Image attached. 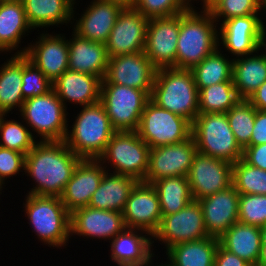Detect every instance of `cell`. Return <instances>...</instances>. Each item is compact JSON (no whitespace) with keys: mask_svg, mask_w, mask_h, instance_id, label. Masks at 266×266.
Returning <instances> with one entry per match:
<instances>
[{"mask_svg":"<svg viewBox=\"0 0 266 266\" xmlns=\"http://www.w3.org/2000/svg\"><path fill=\"white\" fill-rule=\"evenodd\" d=\"M194 3L190 0H136L135 9L147 19L169 17L187 11Z\"/></svg>","mask_w":266,"mask_h":266,"instance_id":"41","label":"cell"},{"mask_svg":"<svg viewBox=\"0 0 266 266\" xmlns=\"http://www.w3.org/2000/svg\"><path fill=\"white\" fill-rule=\"evenodd\" d=\"M6 117L7 114H3L0 120V146L26 155L36 144V139L23 120H8Z\"/></svg>","mask_w":266,"mask_h":266,"instance_id":"37","label":"cell"},{"mask_svg":"<svg viewBox=\"0 0 266 266\" xmlns=\"http://www.w3.org/2000/svg\"><path fill=\"white\" fill-rule=\"evenodd\" d=\"M219 239L208 236L202 240L178 243L166 253L167 266H214Z\"/></svg>","mask_w":266,"mask_h":266,"instance_id":"31","label":"cell"},{"mask_svg":"<svg viewBox=\"0 0 266 266\" xmlns=\"http://www.w3.org/2000/svg\"><path fill=\"white\" fill-rule=\"evenodd\" d=\"M152 265L154 266L153 263L151 264V266H152ZM155 266H167V265H165V264H163V263H160L159 265H156V264H155Z\"/></svg>","mask_w":266,"mask_h":266,"instance_id":"56","label":"cell"},{"mask_svg":"<svg viewBox=\"0 0 266 266\" xmlns=\"http://www.w3.org/2000/svg\"><path fill=\"white\" fill-rule=\"evenodd\" d=\"M258 2H259L260 12L263 13L264 10V13H266V0H258Z\"/></svg>","mask_w":266,"mask_h":266,"instance_id":"53","label":"cell"},{"mask_svg":"<svg viewBox=\"0 0 266 266\" xmlns=\"http://www.w3.org/2000/svg\"><path fill=\"white\" fill-rule=\"evenodd\" d=\"M238 222L262 227L266 225V195L240 194Z\"/></svg>","mask_w":266,"mask_h":266,"instance_id":"42","label":"cell"},{"mask_svg":"<svg viewBox=\"0 0 266 266\" xmlns=\"http://www.w3.org/2000/svg\"><path fill=\"white\" fill-rule=\"evenodd\" d=\"M22 1L0 2V48L6 53L18 54L22 37L32 32ZM20 44V46H19Z\"/></svg>","mask_w":266,"mask_h":266,"instance_id":"30","label":"cell"},{"mask_svg":"<svg viewBox=\"0 0 266 266\" xmlns=\"http://www.w3.org/2000/svg\"><path fill=\"white\" fill-rule=\"evenodd\" d=\"M260 233H261V246L263 251V256H266V225L260 227Z\"/></svg>","mask_w":266,"mask_h":266,"instance_id":"52","label":"cell"},{"mask_svg":"<svg viewBox=\"0 0 266 266\" xmlns=\"http://www.w3.org/2000/svg\"><path fill=\"white\" fill-rule=\"evenodd\" d=\"M73 6L72 30L79 36L93 42L106 43L109 34L124 9L122 6L101 0H92L79 18H75L76 9ZM75 12V13H74ZM75 18V19H74ZM77 19V20H76ZM76 21V22H74ZM74 23V24H73Z\"/></svg>","mask_w":266,"mask_h":266,"instance_id":"23","label":"cell"},{"mask_svg":"<svg viewBox=\"0 0 266 266\" xmlns=\"http://www.w3.org/2000/svg\"><path fill=\"white\" fill-rule=\"evenodd\" d=\"M247 100L257 110L266 111V81Z\"/></svg>","mask_w":266,"mask_h":266,"instance_id":"48","label":"cell"},{"mask_svg":"<svg viewBox=\"0 0 266 266\" xmlns=\"http://www.w3.org/2000/svg\"><path fill=\"white\" fill-rule=\"evenodd\" d=\"M122 214L126 228L141 229L153 236L162 219L159 197L154 186L138 181L130 192Z\"/></svg>","mask_w":266,"mask_h":266,"instance_id":"17","label":"cell"},{"mask_svg":"<svg viewBox=\"0 0 266 266\" xmlns=\"http://www.w3.org/2000/svg\"><path fill=\"white\" fill-rule=\"evenodd\" d=\"M222 53L218 47L191 70L199 91L214 84L232 82L233 59Z\"/></svg>","mask_w":266,"mask_h":266,"instance_id":"35","label":"cell"},{"mask_svg":"<svg viewBox=\"0 0 266 266\" xmlns=\"http://www.w3.org/2000/svg\"><path fill=\"white\" fill-rule=\"evenodd\" d=\"M214 266H251L248 262L241 259L234 253L226 250L220 244L215 253Z\"/></svg>","mask_w":266,"mask_h":266,"instance_id":"47","label":"cell"},{"mask_svg":"<svg viewBox=\"0 0 266 266\" xmlns=\"http://www.w3.org/2000/svg\"><path fill=\"white\" fill-rule=\"evenodd\" d=\"M239 100L233 82L214 84L199 91V113H226Z\"/></svg>","mask_w":266,"mask_h":266,"instance_id":"36","label":"cell"},{"mask_svg":"<svg viewBox=\"0 0 266 266\" xmlns=\"http://www.w3.org/2000/svg\"><path fill=\"white\" fill-rule=\"evenodd\" d=\"M148 21L135 8H124L105 43L108 57L144 51Z\"/></svg>","mask_w":266,"mask_h":266,"instance_id":"18","label":"cell"},{"mask_svg":"<svg viewBox=\"0 0 266 266\" xmlns=\"http://www.w3.org/2000/svg\"><path fill=\"white\" fill-rule=\"evenodd\" d=\"M80 160L64 140L37 139L34 147L25 155L24 173L36 185L26 194L60 197Z\"/></svg>","mask_w":266,"mask_h":266,"instance_id":"1","label":"cell"},{"mask_svg":"<svg viewBox=\"0 0 266 266\" xmlns=\"http://www.w3.org/2000/svg\"><path fill=\"white\" fill-rule=\"evenodd\" d=\"M21 89L24 100L47 94L53 89L52 82L24 54Z\"/></svg>","mask_w":266,"mask_h":266,"instance_id":"40","label":"cell"},{"mask_svg":"<svg viewBox=\"0 0 266 266\" xmlns=\"http://www.w3.org/2000/svg\"><path fill=\"white\" fill-rule=\"evenodd\" d=\"M109 243L110 259L118 266H151L155 260L152 236L144 230L125 228Z\"/></svg>","mask_w":266,"mask_h":266,"instance_id":"24","label":"cell"},{"mask_svg":"<svg viewBox=\"0 0 266 266\" xmlns=\"http://www.w3.org/2000/svg\"><path fill=\"white\" fill-rule=\"evenodd\" d=\"M25 217L39 241L61 248L71 239V214L57 196L27 194L23 202Z\"/></svg>","mask_w":266,"mask_h":266,"instance_id":"5","label":"cell"},{"mask_svg":"<svg viewBox=\"0 0 266 266\" xmlns=\"http://www.w3.org/2000/svg\"><path fill=\"white\" fill-rule=\"evenodd\" d=\"M242 159L250 166H255L266 171V143L247 146L243 150Z\"/></svg>","mask_w":266,"mask_h":266,"instance_id":"45","label":"cell"},{"mask_svg":"<svg viewBox=\"0 0 266 266\" xmlns=\"http://www.w3.org/2000/svg\"><path fill=\"white\" fill-rule=\"evenodd\" d=\"M150 95L125 85L101 84L100 102L115 131H137Z\"/></svg>","mask_w":266,"mask_h":266,"instance_id":"9","label":"cell"},{"mask_svg":"<svg viewBox=\"0 0 266 266\" xmlns=\"http://www.w3.org/2000/svg\"><path fill=\"white\" fill-rule=\"evenodd\" d=\"M71 236L84 239H101L109 242L125 228L122 212L95 209L89 206L79 208L71 213Z\"/></svg>","mask_w":266,"mask_h":266,"instance_id":"20","label":"cell"},{"mask_svg":"<svg viewBox=\"0 0 266 266\" xmlns=\"http://www.w3.org/2000/svg\"><path fill=\"white\" fill-rule=\"evenodd\" d=\"M157 68L144 51L109 58L107 72L101 84L125 85L146 91H153Z\"/></svg>","mask_w":266,"mask_h":266,"instance_id":"14","label":"cell"},{"mask_svg":"<svg viewBox=\"0 0 266 266\" xmlns=\"http://www.w3.org/2000/svg\"><path fill=\"white\" fill-rule=\"evenodd\" d=\"M152 185L159 197L162 216L178 212L193 200L188 177H165Z\"/></svg>","mask_w":266,"mask_h":266,"instance_id":"34","label":"cell"},{"mask_svg":"<svg viewBox=\"0 0 266 266\" xmlns=\"http://www.w3.org/2000/svg\"><path fill=\"white\" fill-rule=\"evenodd\" d=\"M150 99L191 124L199 114V90L191 70L157 69Z\"/></svg>","mask_w":266,"mask_h":266,"instance_id":"3","label":"cell"},{"mask_svg":"<svg viewBox=\"0 0 266 266\" xmlns=\"http://www.w3.org/2000/svg\"><path fill=\"white\" fill-rule=\"evenodd\" d=\"M233 164L196 152L188 174L193 200L220 192L232 185Z\"/></svg>","mask_w":266,"mask_h":266,"instance_id":"15","label":"cell"},{"mask_svg":"<svg viewBox=\"0 0 266 266\" xmlns=\"http://www.w3.org/2000/svg\"><path fill=\"white\" fill-rule=\"evenodd\" d=\"M265 81L266 58L259 52L233 59L232 82L240 99L247 100Z\"/></svg>","mask_w":266,"mask_h":266,"instance_id":"32","label":"cell"},{"mask_svg":"<svg viewBox=\"0 0 266 266\" xmlns=\"http://www.w3.org/2000/svg\"><path fill=\"white\" fill-rule=\"evenodd\" d=\"M138 181L130 176L105 171L89 207L123 212L130 192Z\"/></svg>","mask_w":266,"mask_h":266,"instance_id":"29","label":"cell"},{"mask_svg":"<svg viewBox=\"0 0 266 266\" xmlns=\"http://www.w3.org/2000/svg\"><path fill=\"white\" fill-rule=\"evenodd\" d=\"M191 6L180 13L175 68L192 70L218 48V25L208 11Z\"/></svg>","mask_w":266,"mask_h":266,"instance_id":"2","label":"cell"},{"mask_svg":"<svg viewBox=\"0 0 266 266\" xmlns=\"http://www.w3.org/2000/svg\"><path fill=\"white\" fill-rule=\"evenodd\" d=\"M21 120L39 141L64 140L69 127V112L52 89L47 94L24 100L19 111ZM36 135H35V133ZM35 135V136H34Z\"/></svg>","mask_w":266,"mask_h":266,"instance_id":"7","label":"cell"},{"mask_svg":"<svg viewBox=\"0 0 266 266\" xmlns=\"http://www.w3.org/2000/svg\"><path fill=\"white\" fill-rule=\"evenodd\" d=\"M261 266H266V256L263 258V262Z\"/></svg>","mask_w":266,"mask_h":266,"instance_id":"55","label":"cell"},{"mask_svg":"<svg viewBox=\"0 0 266 266\" xmlns=\"http://www.w3.org/2000/svg\"><path fill=\"white\" fill-rule=\"evenodd\" d=\"M219 244L251 266H261L263 251L260 227L240 222L234 223L220 238Z\"/></svg>","mask_w":266,"mask_h":266,"instance_id":"27","label":"cell"},{"mask_svg":"<svg viewBox=\"0 0 266 266\" xmlns=\"http://www.w3.org/2000/svg\"><path fill=\"white\" fill-rule=\"evenodd\" d=\"M202 8H198L203 11L210 12L221 0H200ZM199 3V0H198Z\"/></svg>","mask_w":266,"mask_h":266,"instance_id":"50","label":"cell"},{"mask_svg":"<svg viewBox=\"0 0 266 266\" xmlns=\"http://www.w3.org/2000/svg\"><path fill=\"white\" fill-rule=\"evenodd\" d=\"M208 237L202 208L198 200H192L178 212L162 216L152 243L161 242L166 251L175 244L202 240ZM158 240V241H157Z\"/></svg>","mask_w":266,"mask_h":266,"instance_id":"11","label":"cell"},{"mask_svg":"<svg viewBox=\"0 0 266 266\" xmlns=\"http://www.w3.org/2000/svg\"><path fill=\"white\" fill-rule=\"evenodd\" d=\"M4 189V187H2L1 185H0V194H2V190Z\"/></svg>","mask_w":266,"mask_h":266,"instance_id":"57","label":"cell"},{"mask_svg":"<svg viewBox=\"0 0 266 266\" xmlns=\"http://www.w3.org/2000/svg\"><path fill=\"white\" fill-rule=\"evenodd\" d=\"M266 24L265 22L261 23L260 32L257 39V52H260V55L266 58ZM264 48V50H263ZM263 50V51H262ZM264 53V54H263Z\"/></svg>","mask_w":266,"mask_h":266,"instance_id":"49","label":"cell"},{"mask_svg":"<svg viewBox=\"0 0 266 266\" xmlns=\"http://www.w3.org/2000/svg\"><path fill=\"white\" fill-rule=\"evenodd\" d=\"M22 0H0V2H18Z\"/></svg>","mask_w":266,"mask_h":266,"instance_id":"54","label":"cell"},{"mask_svg":"<svg viewBox=\"0 0 266 266\" xmlns=\"http://www.w3.org/2000/svg\"><path fill=\"white\" fill-rule=\"evenodd\" d=\"M77 0H22L26 19L32 29L72 26L73 6Z\"/></svg>","mask_w":266,"mask_h":266,"instance_id":"28","label":"cell"},{"mask_svg":"<svg viewBox=\"0 0 266 266\" xmlns=\"http://www.w3.org/2000/svg\"><path fill=\"white\" fill-rule=\"evenodd\" d=\"M25 154L0 146V185L6 186L9 178L24 172Z\"/></svg>","mask_w":266,"mask_h":266,"instance_id":"44","label":"cell"},{"mask_svg":"<svg viewBox=\"0 0 266 266\" xmlns=\"http://www.w3.org/2000/svg\"><path fill=\"white\" fill-rule=\"evenodd\" d=\"M210 13L218 25L233 17L252 14L263 15L260 13L258 0H221Z\"/></svg>","mask_w":266,"mask_h":266,"instance_id":"43","label":"cell"},{"mask_svg":"<svg viewBox=\"0 0 266 266\" xmlns=\"http://www.w3.org/2000/svg\"><path fill=\"white\" fill-rule=\"evenodd\" d=\"M192 124L185 118L159 107L151 99L141 115L139 137L150 148L175 144L191 136Z\"/></svg>","mask_w":266,"mask_h":266,"instance_id":"10","label":"cell"},{"mask_svg":"<svg viewBox=\"0 0 266 266\" xmlns=\"http://www.w3.org/2000/svg\"><path fill=\"white\" fill-rule=\"evenodd\" d=\"M259 15L233 17L218 26V47L225 48V52L231 54V59L257 52V39L263 20L262 15Z\"/></svg>","mask_w":266,"mask_h":266,"instance_id":"19","label":"cell"},{"mask_svg":"<svg viewBox=\"0 0 266 266\" xmlns=\"http://www.w3.org/2000/svg\"><path fill=\"white\" fill-rule=\"evenodd\" d=\"M266 143V111L256 109L254 128L252 130L250 144L255 146Z\"/></svg>","mask_w":266,"mask_h":266,"instance_id":"46","label":"cell"},{"mask_svg":"<svg viewBox=\"0 0 266 266\" xmlns=\"http://www.w3.org/2000/svg\"><path fill=\"white\" fill-rule=\"evenodd\" d=\"M191 135L198 152L231 164L243 158L226 113H199L192 123Z\"/></svg>","mask_w":266,"mask_h":266,"instance_id":"6","label":"cell"},{"mask_svg":"<svg viewBox=\"0 0 266 266\" xmlns=\"http://www.w3.org/2000/svg\"><path fill=\"white\" fill-rule=\"evenodd\" d=\"M196 152L192 135L179 143L150 148L149 168L143 182L152 184L165 177H187Z\"/></svg>","mask_w":266,"mask_h":266,"instance_id":"13","label":"cell"},{"mask_svg":"<svg viewBox=\"0 0 266 266\" xmlns=\"http://www.w3.org/2000/svg\"><path fill=\"white\" fill-rule=\"evenodd\" d=\"M232 185L239 194L266 195V171L240 159L233 164Z\"/></svg>","mask_w":266,"mask_h":266,"instance_id":"39","label":"cell"},{"mask_svg":"<svg viewBox=\"0 0 266 266\" xmlns=\"http://www.w3.org/2000/svg\"><path fill=\"white\" fill-rule=\"evenodd\" d=\"M74 118L69 127L72 130L67 129L65 144L81 159H98L116 132L105 107L100 101L83 106Z\"/></svg>","mask_w":266,"mask_h":266,"instance_id":"4","label":"cell"},{"mask_svg":"<svg viewBox=\"0 0 266 266\" xmlns=\"http://www.w3.org/2000/svg\"><path fill=\"white\" fill-rule=\"evenodd\" d=\"M11 55L0 65V112L7 115L13 109L19 112L24 103L21 89L22 54Z\"/></svg>","mask_w":266,"mask_h":266,"instance_id":"33","label":"cell"},{"mask_svg":"<svg viewBox=\"0 0 266 266\" xmlns=\"http://www.w3.org/2000/svg\"><path fill=\"white\" fill-rule=\"evenodd\" d=\"M105 171V167L98 159L80 160L60 196L61 202L70 214L89 205Z\"/></svg>","mask_w":266,"mask_h":266,"instance_id":"21","label":"cell"},{"mask_svg":"<svg viewBox=\"0 0 266 266\" xmlns=\"http://www.w3.org/2000/svg\"><path fill=\"white\" fill-rule=\"evenodd\" d=\"M68 39L69 65L72 71L105 78L109 57L104 43L93 42L72 31Z\"/></svg>","mask_w":266,"mask_h":266,"instance_id":"26","label":"cell"},{"mask_svg":"<svg viewBox=\"0 0 266 266\" xmlns=\"http://www.w3.org/2000/svg\"><path fill=\"white\" fill-rule=\"evenodd\" d=\"M101 83L102 79L97 76L67 69L52 83V87L67 109V102L79 104V107L98 103Z\"/></svg>","mask_w":266,"mask_h":266,"instance_id":"25","label":"cell"},{"mask_svg":"<svg viewBox=\"0 0 266 266\" xmlns=\"http://www.w3.org/2000/svg\"><path fill=\"white\" fill-rule=\"evenodd\" d=\"M42 32L36 41L20 47L18 54H24L53 83L68 69V39L65 34Z\"/></svg>","mask_w":266,"mask_h":266,"instance_id":"12","label":"cell"},{"mask_svg":"<svg viewBox=\"0 0 266 266\" xmlns=\"http://www.w3.org/2000/svg\"><path fill=\"white\" fill-rule=\"evenodd\" d=\"M180 14L149 19L144 53L157 69L175 68Z\"/></svg>","mask_w":266,"mask_h":266,"instance_id":"16","label":"cell"},{"mask_svg":"<svg viewBox=\"0 0 266 266\" xmlns=\"http://www.w3.org/2000/svg\"><path fill=\"white\" fill-rule=\"evenodd\" d=\"M239 192L233 185L198 200L208 236L220 238L238 222Z\"/></svg>","mask_w":266,"mask_h":266,"instance_id":"22","label":"cell"},{"mask_svg":"<svg viewBox=\"0 0 266 266\" xmlns=\"http://www.w3.org/2000/svg\"><path fill=\"white\" fill-rule=\"evenodd\" d=\"M226 115L237 143L244 150L250 144L256 108L248 100L240 99Z\"/></svg>","mask_w":266,"mask_h":266,"instance_id":"38","label":"cell"},{"mask_svg":"<svg viewBox=\"0 0 266 266\" xmlns=\"http://www.w3.org/2000/svg\"><path fill=\"white\" fill-rule=\"evenodd\" d=\"M101 1L115 3L122 6L123 8H134L136 3V0H101Z\"/></svg>","mask_w":266,"mask_h":266,"instance_id":"51","label":"cell"},{"mask_svg":"<svg viewBox=\"0 0 266 266\" xmlns=\"http://www.w3.org/2000/svg\"><path fill=\"white\" fill-rule=\"evenodd\" d=\"M149 152V145L137 131H116L98 160L106 171L144 181L149 168Z\"/></svg>","mask_w":266,"mask_h":266,"instance_id":"8","label":"cell"}]
</instances>
